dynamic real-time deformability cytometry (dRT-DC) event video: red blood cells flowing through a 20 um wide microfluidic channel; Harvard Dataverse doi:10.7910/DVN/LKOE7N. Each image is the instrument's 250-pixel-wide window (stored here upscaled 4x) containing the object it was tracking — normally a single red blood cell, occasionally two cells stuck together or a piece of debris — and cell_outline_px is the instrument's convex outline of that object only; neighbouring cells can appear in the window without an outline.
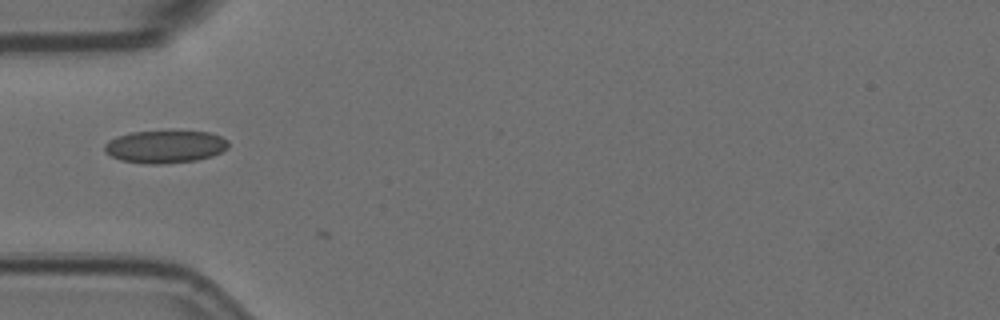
{"species": "Egyptian fruit bat (a non-hibernating species)", "species_latin": "Rousettus aegyptiacus", "temperature_condition": "room temperature", "stored_images_in_passage": 5, "camera_frame_rate_fps": 3000, "um_per_image_px": 0.085, "animal": {"sex": "female"}, "frame": {"image": 1, "passage_image": 1, "time_ms": 0.0, "image_size_px": [1000, 320], "cell_outline_px": [[228, 148], [212, 156], [196, 160], [160, 164], [144, 164], [120, 160], [104, 152], [104, 144], [108, 140], [116, 136], [132, 132], [208, 132], [220, 136], [228, 140]], "centroid_in_image_um": [14.0, 12.48], "position_along_channel_um": 71.0, "area_um2": 23.41}}